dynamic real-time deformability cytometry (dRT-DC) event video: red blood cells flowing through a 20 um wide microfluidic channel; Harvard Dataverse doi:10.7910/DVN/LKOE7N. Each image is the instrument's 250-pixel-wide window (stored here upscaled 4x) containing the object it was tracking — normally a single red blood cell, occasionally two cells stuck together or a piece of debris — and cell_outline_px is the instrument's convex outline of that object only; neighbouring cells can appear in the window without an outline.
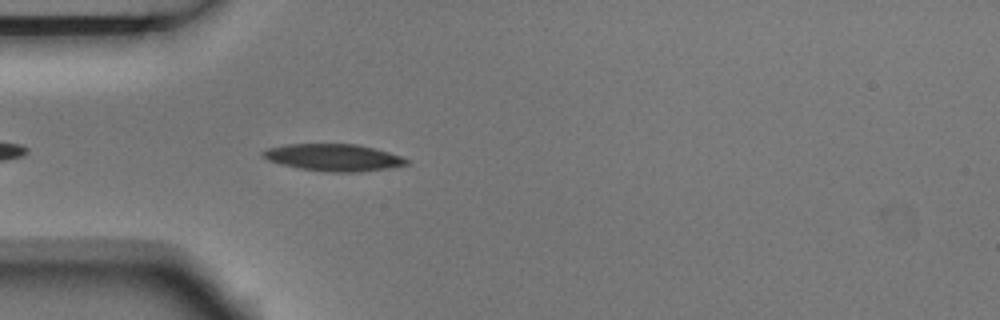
{"species": "Egyptian fruit bat (a non-hibernating species)", "species_latin": "Rousettus aegyptiacus", "temperature_condition": "room temperature", "stored_images_in_passage": 4, "camera_frame_rate_fps": 3000, "um_per_image_px": 0.085, "animal": {"sex": "male"}, "frame": {"image": 1, "passage_image": 4, "time_ms": 1.0, "image_size_px": [1000, 320], "cell_outline_px": [[408, 164], [388, 168], [360, 172], [324, 172], [300, 168], [280, 164], [268, 160], [260, 156], [260, 152], [268, 148], [288, 144], [356, 144], [376, 148], [400, 156], [408, 160]], "centroid_in_image_um": [28.31, 13.39], "position_along_channel_um": 56.7, "area_um2": 22.66}}